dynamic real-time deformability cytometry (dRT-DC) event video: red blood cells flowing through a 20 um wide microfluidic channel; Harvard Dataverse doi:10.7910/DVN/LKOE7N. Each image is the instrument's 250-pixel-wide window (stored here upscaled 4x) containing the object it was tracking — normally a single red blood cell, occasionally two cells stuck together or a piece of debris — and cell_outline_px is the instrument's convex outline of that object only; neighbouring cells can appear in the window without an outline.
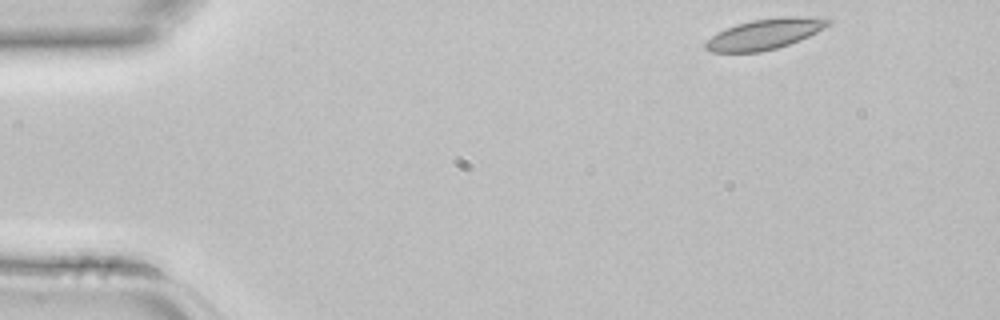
{"species": "common noctule bat (a hibernating species)", "species_latin": "Nyctalus noctula", "temperature_condition": "room temperature", "stored_images_in_passage": 4, "camera_frame_rate_fps": 3000, "um_per_image_px": 0.085, "animal": {"sex": "female", "body_mass_g": 22.7, "forearm_length_mm": 54.2}, "frame": {"image": 1, "passage_image": 1, "time_ms": 0.0, "image_size_px": [1000, 320], "cell_outline_px": [[832, 20], [824, 28], [800, 40], [776, 48], [760, 52], [708, 52], [704, 48], [704, 44], [712, 36], [736, 24], [752, 20], [780, 16], [828, 16]], "centroid_in_image_um": [65.06, 2.87], "position_along_channel_um": 19.9, "area_um2": 21.91}}
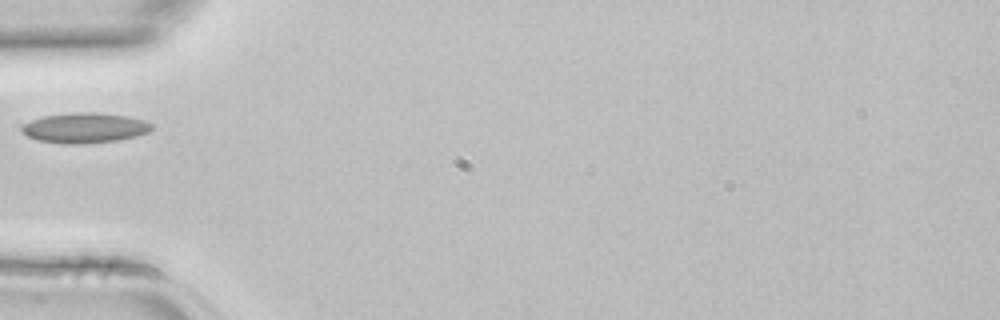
{"frame": {"image": 2, "passage_image": 4, "time_ms": 1.0, "image_size_px": [1000, 320], "cell_outline_px": [[152, 128], [148, 132], [136, 136], [120, 140], [84, 144], [64, 144], [36, 140], [28, 136], [20, 128], [24, 124], [32, 120], [44, 116], [76, 112], [92, 112], [124, 116], [144, 120], [152, 124]], "centroid_in_image_um": [7.2, 10.88], "position_along_channel_um": 77.8, "area_um2": 22.72}}